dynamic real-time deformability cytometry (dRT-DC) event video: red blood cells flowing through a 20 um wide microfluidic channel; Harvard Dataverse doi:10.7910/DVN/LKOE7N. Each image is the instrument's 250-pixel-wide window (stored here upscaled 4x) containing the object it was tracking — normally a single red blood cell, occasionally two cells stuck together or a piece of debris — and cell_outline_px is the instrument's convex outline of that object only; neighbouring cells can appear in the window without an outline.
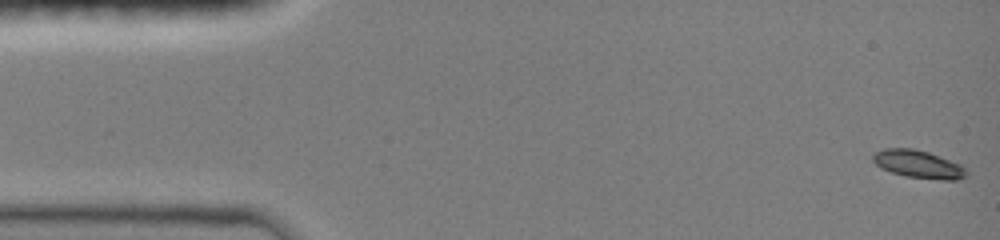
{"species": "common noctule bat (a hibernating species)", "species_latin": "Nyctalus noctula", "temperature_condition": "room temperature", "stored_images_in_passage": 18, "camera_frame_rate_fps": 3000, "um_per_image_px": 0.085, "animal": {"sex": "female", "body_mass_g": 19.0, "forearm_length_mm": 51.5}, "frame": {"image": 1, "passage_image": 1, "time_ms": 0.0, "image_size_px": [1000, 240], "cell_outline_px": [[968, 172], [964, 176], [956, 180], [940, 180], [904, 176], [880, 168], [872, 160], [872, 156], [876, 152], [884, 148], [912, 148], [928, 152], [960, 164]], "centroid_in_image_um": [78.03, 13.96], "position_along_channel_um": 7.0, "area_um2": 15.09}}
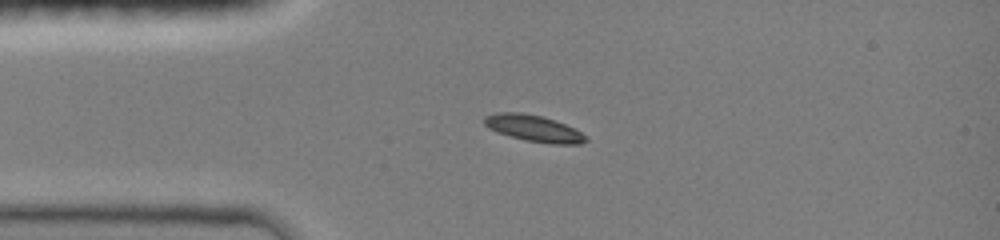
{"frame": {"image": 2, "passage_image": 9, "time_ms": 3.333, "image_size_px": [1000, 240], "cell_outline_px": [[588, 140], [580, 144], [552, 144], [528, 140], [496, 132], [488, 128], [484, 124], [484, 116], [496, 112], [520, 112], [544, 116], [556, 120], [588, 136]], "centroid_in_image_um": [45.36, 10.89], "position_along_channel_um": 39.6, "area_um2": 15.66}}
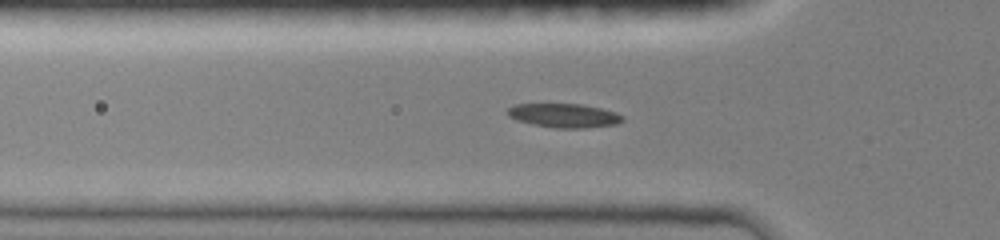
{"frame": {"image": 3, "passage_image": 14, "time_ms": 4.667, "image_size_px": [1000, 240], "cell_outline_px": [[624, 120], [616, 124], [588, 128], [556, 128], [532, 124], [516, 120], [508, 116], [508, 108], [516, 104], [584, 104], [616, 112], [624, 116]], "centroid_in_image_um": [47.97, 9.82], "position_along_channel_um": 77.8, "area_um2": 16.13}}